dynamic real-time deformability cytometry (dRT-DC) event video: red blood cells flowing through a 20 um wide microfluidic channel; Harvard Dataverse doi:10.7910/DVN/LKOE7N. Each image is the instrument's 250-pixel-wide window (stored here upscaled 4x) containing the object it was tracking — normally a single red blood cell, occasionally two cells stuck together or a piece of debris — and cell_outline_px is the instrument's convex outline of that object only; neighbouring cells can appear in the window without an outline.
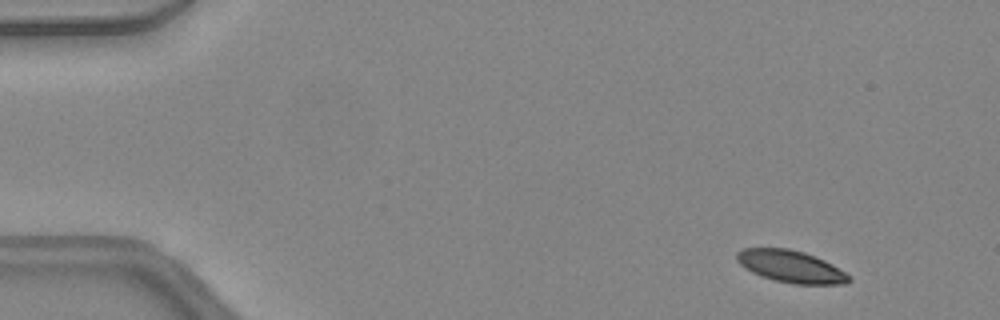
{"species": "common noctule bat (a hibernating species)", "species_latin": "Nyctalus noctula", "temperature_condition": "warm", "stored_images_in_passage": 46, "camera_frame_rate_fps": 3000, "um_per_image_px": 0.085, "animal": {"sex": "female", "body_mass_g": 24.6, "forearm_length_mm": 56.2}, "frame": {"image": 1, "passage_image": 4, "time_ms": 1.0, "image_size_px": [1000, 320], "cell_outline_px": [[852, 280], [844, 284], [796, 284], [776, 280], [752, 272], [744, 268], [736, 260], [736, 252], [744, 248], [788, 248], [804, 252], [824, 260], [832, 264], [852, 276]], "centroid_in_image_um": [67.24, 22.64], "position_along_channel_um": 17.8, "area_um2": 20.92}}
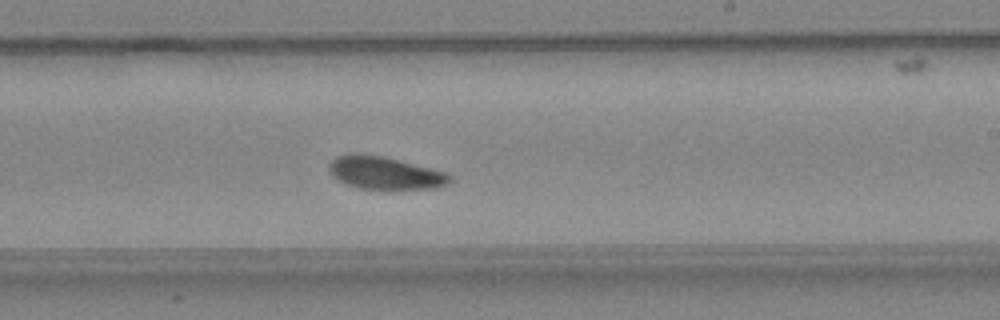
{"frame": {"image": 2, "passage_image": 28, "time_ms": 9.0, "image_size_px": [1000, 320], "cell_outline_px": [[452, 180], [448, 184], [436, 188], [356, 188], [332, 176], [328, 168], [328, 164], [336, 156], [352, 152], [356, 152], [380, 156], [448, 172], [452, 176]], "centroid_in_image_um": [32.7, 14.68], "position_along_channel_um": 256.3, "area_um2": 22.83}}
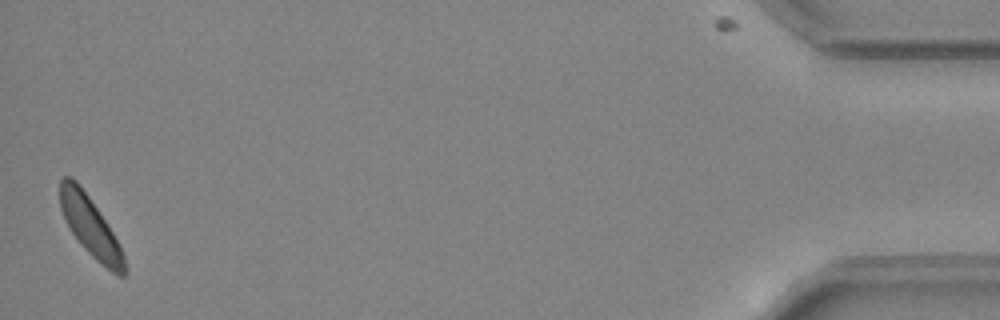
{"frame": {"image": 3, "passage_image": 46, "time_ms": 15.0, "image_size_px": [1000, 320], "cell_outline_px": [[128, 272], [124, 276], [116, 276], [96, 260], [84, 248], [72, 232], [60, 208], [60, 176], [72, 176], [76, 180], [88, 196], [120, 244], [128, 268]], "centroid_in_image_um": [7.71, 19.3], "position_along_channel_um": 427.5, "area_um2": 22.14}, "authors_computed_cell_mechanics": {"area_um2": 22.542, "velocity_mm_per_s": 4.3912, "shape_relaxation_time_tau1_ms": 3.2889, "shape_relaxation_time_tau2_ms": 8.2401, "deformation_change_tau1": 0.0768, "deformation_change_tau2": 0.1611}}